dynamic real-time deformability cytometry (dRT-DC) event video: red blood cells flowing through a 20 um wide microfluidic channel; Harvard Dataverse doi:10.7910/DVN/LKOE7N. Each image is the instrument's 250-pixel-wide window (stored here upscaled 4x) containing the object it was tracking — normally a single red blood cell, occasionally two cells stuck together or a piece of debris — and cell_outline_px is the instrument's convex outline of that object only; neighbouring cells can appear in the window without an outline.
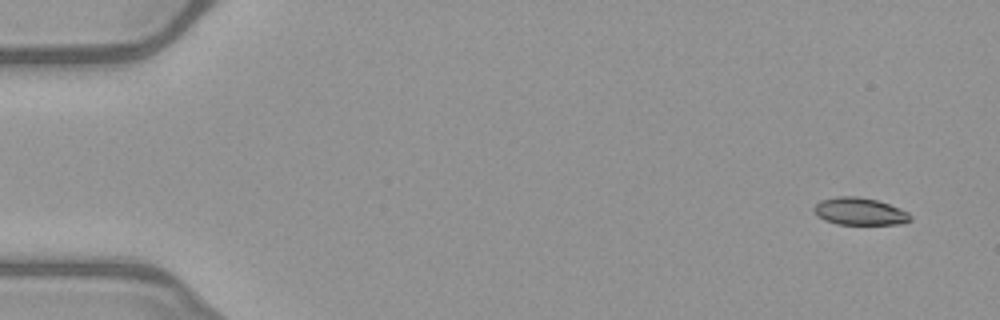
{"species": "common noctule bat (a hibernating species)", "species_latin": "Nyctalus noctula", "temperature_condition": "warm", "stored_images_in_passage": 10, "camera_frame_rate_fps": 3000, "um_per_image_px": 0.085, "animal": {"sex": "female", "body_mass_g": 21.9}, "frame": {"image": 1, "passage_image": 10, "time_ms": 3.0, "image_size_px": [1000, 320], "cell_outline_px": [[912, 220], [900, 224], [836, 224], [824, 220], [816, 216], [812, 208], [820, 200], [836, 196], [856, 196], [876, 200], [900, 208], [908, 212], [912, 216]], "centroid_in_image_um": [73.05, 17.97], "position_along_channel_um": 12.0, "area_um2": 15.49}}